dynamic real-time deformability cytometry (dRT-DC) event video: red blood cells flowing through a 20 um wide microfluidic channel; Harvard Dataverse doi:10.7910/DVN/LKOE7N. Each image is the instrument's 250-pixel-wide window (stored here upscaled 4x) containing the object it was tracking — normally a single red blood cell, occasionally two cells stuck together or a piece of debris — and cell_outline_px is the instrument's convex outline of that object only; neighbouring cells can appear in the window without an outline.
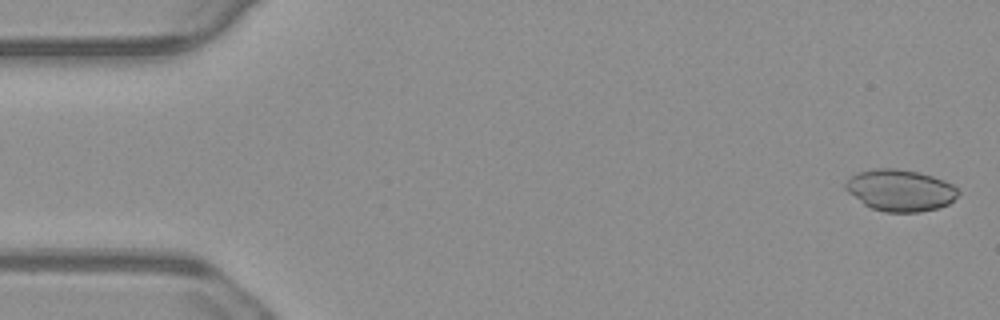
{"species": "common noctule bat (a hibernating species)", "species_latin": "Nyctalus noctula", "temperature_condition": "warm", "stored_images_in_passage": 55, "camera_frame_rate_fps": 3000, "um_per_image_px": 0.085, "animal": {"sex": "male", "body_mass_g": 23.1, "forearm_length_mm": 52.7}, "frame": {"image": 1, "passage_image": 2, "time_ms": 0.333, "image_size_px": [1000, 320], "cell_outline_px": [[960, 192], [948, 204], [940, 208], [920, 212], [884, 212], [872, 208], [864, 204], [848, 192], [844, 188], [844, 184], [856, 172], [876, 168], [896, 168], [920, 172], [944, 180], [952, 184]], "centroid_in_image_um": [76.51, 16.17], "position_along_channel_um": 8.5, "area_um2": 27.4}}
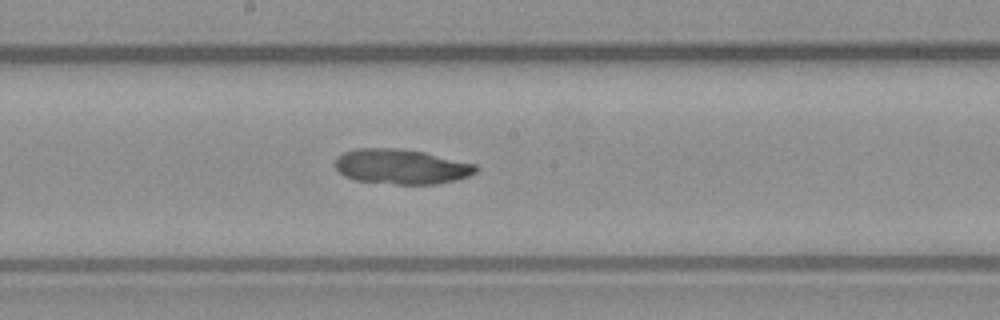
{"frame": {"image": 2, "passage_image": 29, "time_ms": 9.333, "image_size_px": [1000, 320], "cell_outline_px": [[480, 168], [476, 172], [468, 176], [456, 180], [436, 184], [396, 184], [356, 180], [344, 176], [332, 164], [336, 156], [344, 152], [356, 148], [400, 148], [424, 152], [476, 164]], "centroid_in_image_um": [34.09, 14.15], "position_along_channel_um": 214.1, "area_um2": 28.9}}
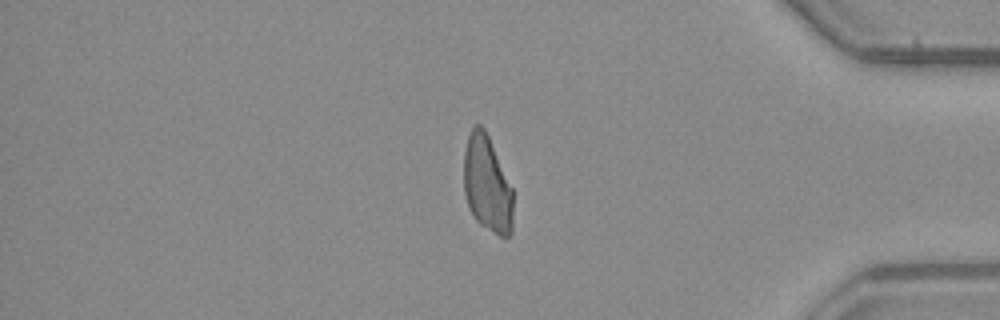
{"frame": {"image": 3, "passage_image": 46, "time_ms": 15.0, "image_size_px": [1000, 320], "cell_outline_px": [[512, 232], [508, 236], [500, 236], [480, 224], [472, 216], [464, 192], [464, 152], [468, 136], [472, 128], [476, 124], [480, 124], [484, 128], [488, 136], [512, 188]], "centroid_in_image_um": [41.39, 15.66], "position_along_channel_um": 393.8, "area_um2": 27.4}, "authors_computed_cell_mechanics": {"area_um2": 28.7266, "velocity_mm_per_s": 3.7611, "shape_relaxation_time_tau1_ms": null, "shape_relaxation_time_tau2_ms": 4.6269, "deformation_change_tau1": null, "deformation_change_tau2": 0.0878}}